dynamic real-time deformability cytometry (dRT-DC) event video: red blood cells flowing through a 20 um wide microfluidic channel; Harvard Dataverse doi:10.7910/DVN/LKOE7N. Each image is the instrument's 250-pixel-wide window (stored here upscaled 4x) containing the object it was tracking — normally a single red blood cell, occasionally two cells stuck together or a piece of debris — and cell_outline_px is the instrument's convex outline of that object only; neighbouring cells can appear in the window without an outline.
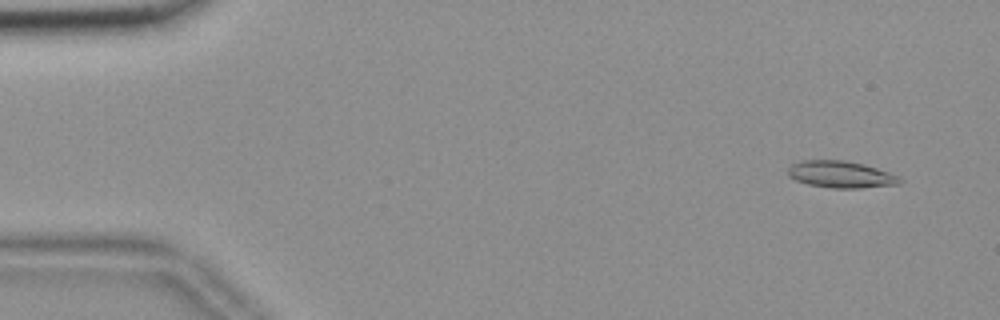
{"species": "common noctule bat (a hibernating species)", "species_latin": "Nyctalus noctula", "temperature_condition": "room temperature", "stored_images_in_passage": 56, "camera_frame_rate_fps": 3000, "um_per_image_px": 0.085, "animal": {"sex": "female", "body_mass_g": 18.4}, "frame": {"image": 1, "passage_image": 4, "time_ms": 1.0, "image_size_px": [1000, 320], "cell_outline_px": [[904, 180], [900, 184], [860, 188], [832, 188], [808, 184], [796, 180], [788, 176], [788, 168], [792, 164], [804, 160], [844, 160], [864, 164], [900, 176]], "centroid_in_image_um": [71.5, 14.83], "position_along_channel_um": 13.5, "area_um2": 17.51}}
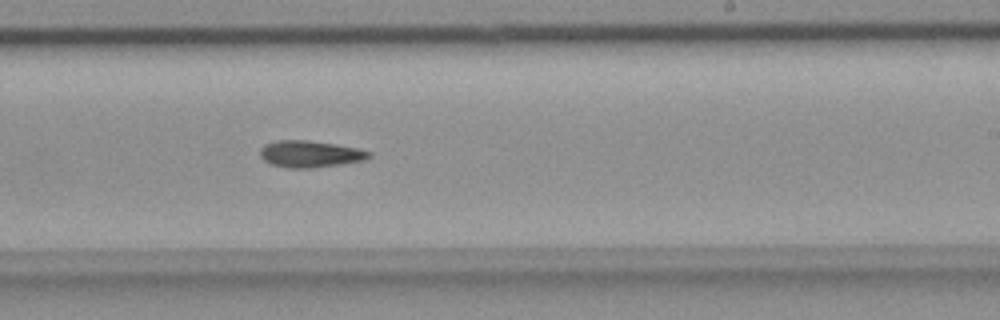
{"frame": {"image": 2, "passage_image": 34, "time_ms": 11.0, "image_size_px": [1000, 320], "cell_outline_px": [[372, 156], [364, 160], [340, 164], [312, 168], [288, 168], [272, 164], [264, 160], [260, 156], [260, 148], [264, 144], [276, 140], [308, 140], [336, 144], [356, 148], [372, 152]], "centroid_in_image_um": [26.34, 13.08], "position_along_channel_um": 262.7, "area_um2": 16.99}}
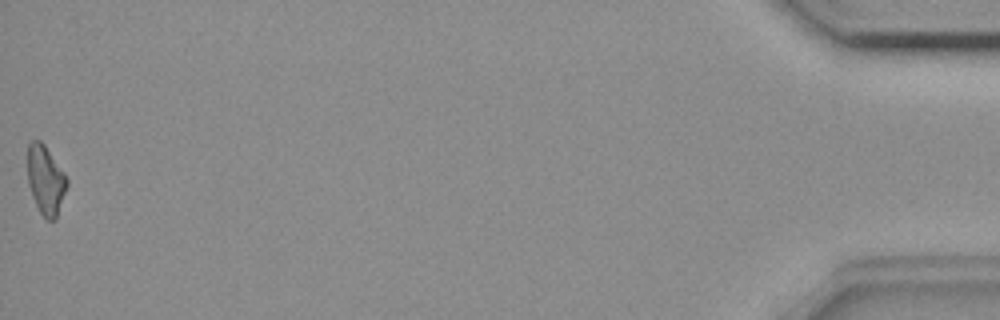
{"frame": {"image": 3, "passage_image": 56, "time_ms": 18.333, "image_size_px": [1000, 320], "cell_outline_px": [[68, 184], [56, 220], [48, 220], [40, 212], [32, 196], [28, 184], [28, 144], [32, 140], [40, 140], [44, 144], [64, 172], [68, 180]], "centroid_in_image_um": [3.89, 15.3], "position_along_channel_um": 431.3, "area_um2": 15.78}, "authors_computed_cell_mechanics": {"area_um2": 16.3285, "velocity_mm_per_s": 3.6507, "shape_relaxation_time_tau1_ms": 10.7141, "shape_relaxation_time_tau2_ms": null, "deformation_change_tau1": 0.2429, "deformation_change_tau2": null}}